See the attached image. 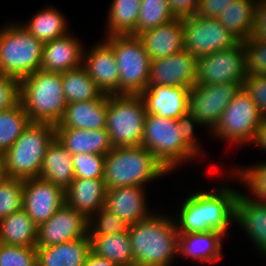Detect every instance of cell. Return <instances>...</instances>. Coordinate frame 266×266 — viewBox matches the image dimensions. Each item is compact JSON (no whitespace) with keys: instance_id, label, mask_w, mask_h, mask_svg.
Returning a JSON list of instances; mask_svg holds the SVG:
<instances>
[{"instance_id":"cell-34","label":"cell","mask_w":266,"mask_h":266,"mask_svg":"<svg viewBox=\"0 0 266 266\" xmlns=\"http://www.w3.org/2000/svg\"><path fill=\"white\" fill-rule=\"evenodd\" d=\"M66 23L67 21L61 12H58L56 8L46 7V9L37 12L27 25L22 26L44 44L67 35L68 26Z\"/></svg>"},{"instance_id":"cell-23","label":"cell","mask_w":266,"mask_h":266,"mask_svg":"<svg viewBox=\"0 0 266 266\" xmlns=\"http://www.w3.org/2000/svg\"><path fill=\"white\" fill-rule=\"evenodd\" d=\"M250 197L238 192L234 221L244 228L257 250L266 255V203Z\"/></svg>"},{"instance_id":"cell-32","label":"cell","mask_w":266,"mask_h":266,"mask_svg":"<svg viewBox=\"0 0 266 266\" xmlns=\"http://www.w3.org/2000/svg\"><path fill=\"white\" fill-rule=\"evenodd\" d=\"M142 0H113L108 14V34L133 35L136 31Z\"/></svg>"},{"instance_id":"cell-14","label":"cell","mask_w":266,"mask_h":266,"mask_svg":"<svg viewBox=\"0 0 266 266\" xmlns=\"http://www.w3.org/2000/svg\"><path fill=\"white\" fill-rule=\"evenodd\" d=\"M83 237H88V218L64 204L37 226L36 247L58 245Z\"/></svg>"},{"instance_id":"cell-30","label":"cell","mask_w":266,"mask_h":266,"mask_svg":"<svg viewBox=\"0 0 266 266\" xmlns=\"http://www.w3.org/2000/svg\"><path fill=\"white\" fill-rule=\"evenodd\" d=\"M256 2L236 0L217 18L239 42H245L252 35Z\"/></svg>"},{"instance_id":"cell-18","label":"cell","mask_w":266,"mask_h":266,"mask_svg":"<svg viewBox=\"0 0 266 266\" xmlns=\"http://www.w3.org/2000/svg\"><path fill=\"white\" fill-rule=\"evenodd\" d=\"M83 66L98 88L107 95L119 94V71L112 46L106 41L84 51Z\"/></svg>"},{"instance_id":"cell-49","label":"cell","mask_w":266,"mask_h":266,"mask_svg":"<svg viewBox=\"0 0 266 266\" xmlns=\"http://www.w3.org/2000/svg\"><path fill=\"white\" fill-rule=\"evenodd\" d=\"M259 148L266 150V118H263L254 142Z\"/></svg>"},{"instance_id":"cell-39","label":"cell","mask_w":266,"mask_h":266,"mask_svg":"<svg viewBox=\"0 0 266 266\" xmlns=\"http://www.w3.org/2000/svg\"><path fill=\"white\" fill-rule=\"evenodd\" d=\"M103 154L77 153L72 155L75 178L103 179L105 169Z\"/></svg>"},{"instance_id":"cell-12","label":"cell","mask_w":266,"mask_h":266,"mask_svg":"<svg viewBox=\"0 0 266 266\" xmlns=\"http://www.w3.org/2000/svg\"><path fill=\"white\" fill-rule=\"evenodd\" d=\"M184 49L196 58L227 49L239 41L217 18L183 17Z\"/></svg>"},{"instance_id":"cell-19","label":"cell","mask_w":266,"mask_h":266,"mask_svg":"<svg viewBox=\"0 0 266 266\" xmlns=\"http://www.w3.org/2000/svg\"><path fill=\"white\" fill-rule=\"evenodd\" d=\"M144 193L142 186L117 187L106 190L104 207L131 226L152 215L150 212L148 213Z\"/></svg>"},{"instance_id":"cell-27","label":"cell","mask_w":266,"mask_h":266,"mask_svg":"<svg viewBox=\"0 0 266 266\" xmlns=\"http://www.w3.org/2000/svg\"><path fill=\"white\" fill-rule=\"evenodd\" d=\"M72 154L55 137L48 145L39 177L66 190L75 179Z\"/></svg>"},{"instance_id":"cell-26","label":"cell","mask_w":266,"mask_h":266,"mask_svg":"<svg viewBox=\"0 0 266 266\" xmlns=\"http://www.w3.org/2000/svg\"><path fill=\"white\" fill-rule=\"evenodd\" d=\"M90 252L89 237L53 246L36 247L37 266H83Z\"/></svg>"},{"instance_id":"cell-38","label":"cell","mask_w":266,"mask_h":266,"mask_svg":"<svg viewBox=\"0 0 266 266\" xmlns=\"http://www.w3.org/2000/svg\"><path fill=\"white\" fill-rule=\"evenodd\" d=\"M93 217L88 218V236H106L128 231L129 225L105 207L100 208ZM95 222V223H94Z\"/></svg>"},{"instance_id":"cell-9","label":"cell","mask_w":266,"mask_h":266,"mask_svg":"<svg viewBox=\"0 0 266 266\" xmlns=\"http://www.w3.org/2000/svg\"><path fill=\"white\" fill-rule=\"evenodd\" d=\"M176 119L147 114L142 136V147L170 172L183 161L198 156L183 142Z\"/></svg>"},{"instance_id":"cell-40","label":"cell","mask_w":266,"mask_h":266,"mask_svg":"<svg viewBox=\"0 0 266 266\" xmlns=\"http://www.w3.org/2000/svg\"><path fill=\"white\" fill-rule=\"evenodd\" d=\"M0 266H37L36 247L0 243Z\"/></svg>"},{"instance_id":"cell-21","label":"cell","mask_w":266,"mask_h":266,"mask_svg":"<svg viewBox=\"0 0 266 266\" xmlns=\"http://www.w3.org/2000/svg\"><path fill=\"white\" fill-rule=\"evenodd\" d=\"M84 49L69 33L43 44L41 70L66 72L83 65Z\"/></svg>"},{"instance_id":"cell-8","label":"cell","mask_w":266,"mask_h":266,"mask_svg":"<svg viewBox=\"0 0 266 266\" xmlns=\"http://www.w3.org/2000/svg\"><path fill=\"white\" fill-rule=\"evenodd\" d=\"M106 38L118 64L119 94L139 95L148 86L151 64L141 40L133 35Z\"/></svg>"},{"instance_id":"cell-44","label":"cell","mask_w":266,"mask_h":266,"mask_svg":"<svg viewBox=\"0 0 266 266\" xmlns=\"http://www.w3.org/2000/svg\"><path fill=\"white\" fill-rule=\"evenodd\" d=\"M176 124L180 130L179 134L183 142L199 157L201 150L195 141L193 127L195 126L194 124L200 125V123L188 111L176 119Z\"/></svg>"},{"instance_id":"cell-10","label":"cell","mask_w":266,"mask_h":266,"mask_svg":"<svg viewBox=\"0 0 266 266\" xmlns=\"http://www.w3.org/2000/svg\"><path fill=\"white\" fill-rule=\"evenodd\" d=\"M262 120L256 103L242 88L223 111L213 133L236 144L255 142Z\"/></svg>"},{"instance_id":"cell-13","label":"cell","mask_w":266,"mask_h":266,"mask_svg":"<svg viewBox=\"0 0 266 266\" xmlns=\"http://www.w3.org/2000/svg\"><path fill=\"white\" fill-rule=\"evenodd\" d=\"M243 84L223 83L197 85L189 92V112L200 123L213 130L223 111L240 92Z\"/></svg>"},{"instance_id":"cell-45","label":"cell","mask_w":266,"mask_h":266,"mask_svg":"<svg viewBox=\"0 0 266 266\" xmlns=\"http://www.w3.org/2000/svg\"><path fill=\"white\" fill-rule=\"evenodd\" d=\"M236 0H199L195 15L205 18H218Z\"/></svg>"},{"instance_id":"cell-33","label":"cell","mask_w":266,"mask_h":266,"mask_svg":"<svg viewBox=\"0 0 266 266\" xmlns=\"http://www.w3.org/2000/svg\"><path fill=\"white\" fill-rule=\"evenodd\" d=\"M61 75L63 94L67 103L97 99L103 94L83 65L62 72Z\"/></svg>"},{"instance_id":"cell-47","label":"cell","mask_w":266,"mask_h":266,"mask_svg":"<svg viewBox=\"0 0 266 266\" xmlns=\"http://www.w3.org/2000/svg\"><path fill=\"white\" fill-rule=\"evenodd\" d=\"M168 4L176 18H183L196 14L199 0H168Z\"/></svg>"},{"instance_id":"cell-31","label":"cell","mask_w":266,"mask_h":266,"mask_svg":"<svg viewBox=\"0 0 266 266\" xmlns=\"http://www.w3.org/2000/svg\"><path fill=\"white\" fill-rule=\"evenodd\" d=\"M91 252L99 257L106 258L118 266H134L128 231L106 236H88Z\"/></svg>"},{"instance_id":"cell-28","label":"cell","mask_w":266,"mask_h":266,"mask_svg":"<svg viewBox=\"0 0 266 266\" xmlns=\"http://www.w3.org/2000/svg\"><path fill=\"white\" fill-rule=\"evenodd\" d=\"M222 237L224 235L217 231L179 234L178 255L202 262H215L222 259Z\"/></svg>"},{"instance_id":"cell-25","label":"cell","mask_w":266,"mask_h":266,"mask_svg":"<svg viewBox=\"0 0 266 266\" xmlns=\"http://www.w3.org/2000/svg\"><path fill=\"white\" fill-rule=\"evenodd\" d=\"M104 179L75 178L65 190V204L84 214L87 218L105 205Z\"/></svg>"},{"instance_id":"cell-22","label":"cell","mask_w":266,"mask_h":266,"mask_svg":"<svg viewBox=\"0 0 266 266\" xmlns=\"http://www.w3.org/2000/svg\"><path fill=\"white\" fill-rule=\"evenodd\" d=\"M108 95L97 99L71 102L67 104L65 114L55 128H78L96 130L106 127Z\"/></svg>"},{"instance_id":"cell-1","label":"cell","mask_w":266,"mask_h":266,"mask_svg":"<svg viewBox=\"0 0 266 266\" xmlns=\"http://www.w3.org/2000/svg\"><path fill=\"white\" fill-rule=\"evenodd\" d=\"M217 190L197 192L185 199L178 215L180 218L175 221L179 234L217 231L225 235L235 219L238 191L225 186Z\"/></svg>"},{"instance_id":"cell-3","label":"cell","mask_w":266,"mask_h":266,"mask_svg":"<svg viewBox=\"0 0 266 266\" xmlns=\"http://www.w3.org/2000/svg\"><path fill=\"white\" fill-rule=\"evenodd\" d=\"M20 99L31 122L58 124L67 101L63 94L62 75L37 70L19 81Z\"/></svg>"},{"instance_id":"cell-48","label":"cell","mask_w":266,"mask_h":266,"mask_svg":"<svg viewBox=\"0 0 266 266\" xmlns=\"http://www.w3.org/2000/svg\"><path fill=\"white\" fill-rule=\"evenodd\" d=\"M83 266H118V265L106 258L99 257L94 253L90 252Z\"/></svg>"},{"instance_id":"cell-35","label":"cell","mask_w":266,"mask_h":266,"mask_svg":"<svg viewBox=\"0 0 266 266\" xmlns=\"http://www.w3.org/2000/svg\"><path fill=\"white\" fill-rule=\"evenodd\" d=\"M30 124V118L20 101L10 109L0 111V156Z\"/></svg>"},{"instance_id":"cell-7","label":"cell","mask_w":266,"mask_h":266,"mask_svg":"<svg viewBox=\"0 0 266 266\" xmlns=\"http://www.w3.org/2000/svg\"><path fill=\"white\" fill-rule=\"evenodd\" d=\"M146 115L140 95H108L105 128L112 147L141 145Z\"/></svg>"},{"instance_id":"cell-16","label":"cell","mask_w":266,"mask_h":266,"mask_svg":"<svg viewBox=\"0 0 266 266\" xmlns=\"http://www.w3.org/2000/svg\"><path fill=\"white\" fill-rule=\"evenodd\" d=\"M197 58L185 49L169 57L153 59L148 85L192 88L197 78Z\"/></svg>"},{"instance_id":"cell-11","label":"cell","mask_w":266,"mask_h":266,"mask_svg":"<svg viewBox=\"0 0 266 266\" xmlns=\"http://www.w3.org/2000/svg\"><path fill=\"white\" fill-rule=\"evenodd\" d=\"M197 67V85L243 84L247 78L244 42H238L230 48L197 58Z\"/></svg>"},{"instance_id":"cell-24","label":"cell","mask_w":266,"mask_h":266,"mask_svg":"<svg viewBox=\"0 0 266 266\" xmlns=\"http://www.w3.org/2000/svg\"><path fill=\"white\" fill-rule=\"evenodd\" d=\"M55 137L72 155L77 153L107 155L113 148L106 128L96 130L55 128Z\"/></svg>"},{"instance_id":"cell-2","label":"cell","mask_w":266,"mask_h":266,"mask_svg":"<svg viewBox=\"0 0 266 266\" xmlns=\"http://www.w3.org/2000/svg\"><path fill=\"white\" fill-rule=\"evenodd\" d=\"M134 266H170L178 254L179 233L175 221L155 215L128 228Z\"/></svg>"},{"instance_id":"cell-5","label":"cell","mask_w":266,"mask_h":266,"mask_svg":"<svg viewBox=\"0 0 266 266\" xmlns=\"http://www.w3.org/2000/svg\"><path fill=\"white\" fill-rule=\"evenodd\" d=\"M54 138V124L31 122L1 155L6 176L18 179L39 177L46 149Z\"/></svg>"},{"instance_id":"cell-4","label":"cell","mask_w":266,"mask_h":266,"mask_svg":"<svg viewBox=\"0 0 266 266\" xmlns=\"http://www.w3.org/2000/svg\"><path fill=\"white\" fill-rule=\"evenodd\" d=\"M165 167L147 148L113 147L105 156L104 182L107 190L117 187L142 186L167 174Z\"/></svg>"},{"instance_id":"cell-41","label":"cell","mask_w":266,"mask_h":266,"mask_svg":"<svg viewBox=\"0 0 266 266\" xmlns=\"http://www.w3.org/2000/svg\"><path fill=\"white\" fill-rule=\"evenodd\" d=\"M247 74L266 76V42L252 36L245 42Z\"/></svg>"},{"instance_id":"cell-42","label":"cell","mask_w":266,"mask_h":266,"mask_svg":"<svg viewBox=\"0 0 266 266\" xmlns=\"http://www.w3.org/2000/svg\"><path fill=\"white\" fill-rule=\"evenodd\" d=\"M242 88L256 103L263 118H266V76L247 74Z\"/></svg>"},{"instance_id":"cell-50","label":"cell","mask_w":266,"mask_h":266,"mask_svg":"<svg viewBox=\"0 0 266 266\" xmlns=\"http://www.w3.org/2000/svg\"><path fill=\"white\" fill-rule=\"evenodd\" d=\"M5 168L2 161V158L0 156V183L6 178Z\"/></svg>"},{"instance_id":"cell-17","label":"cell","mask_w":266,"mask_h":266,"mask_svg":"<svg viewBox=\"0 0 266 266\" xmlns=\"http://www.w3.org/2000/svg\"><path fill=\"white\" fill-rule=\"evenodd\" d=\"M189 92L185 86L148 85L139 95L147 114L177 119L189 111Z\"/></svg>"},{"instance_id":"cell-43","label":"cell","mask_w":266,"mask_h":266,"mask_svg":"<svg viewBox=\"0 0 266 266\" xmlns=\"http://www.w3.org/2000/svg\"><path fill=\"white\" fill-rule=\"evenodd\" d=\"M19 80L0 74V111L10 109L19 102Z\"/></svg>"},{"instance_id":"cell-46","label":"cell","mask_w":266,"mask_h":266,"mask_svg":"<svg viewBox=\"0 0 266 266\" xmlns=\"http://www.w3.org/2000/svg\"><path fill=\"white\" fill-rule=\"evenodd\" d=\"M251 36L266 42V0H257L256 2Z\"/></svg>"},{"instance_id":"cell-6","label":"cell","mask_w":266,"mask_h":266,"mask_svg":"<svg viewBox=\"0 0 266 266\" xmlns=\"http://www.w3.org/2000/svg\"><path fill=\"white\" fill-rule=\"evenodd\" d=\"M43 43L22 25L0 30V74L19 81L41 68Z\"/></svg>"},{"instance_id":"cell-37","label":"cell","mask_w":266,"mask_h":266,"mask_svg":"<svg viewBox=\"0 0 266 266\" xmlns=\"http://www.w3.org/2000/svg\"><path fill=\"white\" fill-rule=\"evenodd\" d=\"M24 179L6 177L0 183V220L23 209Z\"/></svg>"},{"instance_id":"cell-15","label":"cell","mask_w":266,"mask_h":266,"mask_svg":"<svg viewBox=\"0 0 266 266\" xmlns=\"http://www.w3.org/2000/svg\"><path fill=\"white\" fill-rule=\"evenodd\" d=\"M65 204V190L40 177L24 179L23 209L36 226Z\"/></svg>"},{"instance_id":"cell-20","label":"cell","mask_w":266,"mask_h":266,"mask_svg":"<svg viewBox=\"0 0 266 266\" xmlns=\"http://www.w3.org/2000/svg\"><path fill=\"white\" fill-rule=\"evenodd\" d=\"M138 38L151 60L169 57L184 50L183 20L174 18L168 23L144 31Z\"/></svg>"},{"instance_id":"cell-36","label":"cell","mask_w":266,"mask_h":266,"mask_svg":"<svg viewBox=\"0 0 266 266\" xmlns=\"http://www.w3.org/2000/svg\"><path fill=\"white\" fill-rule=\"evenodd\" d=\"M136 31L138 36L144 31L151 30L176 18L170 10L168 0H142Z\"/></svg>"},{"instance_id":"cell-29","label":"cell","mask_w":266,"mask_h":266,"mask_svg":"<svg viewBox=\"0 0 266 266\" xmlns=\"http://www.w3.org/2000/svg\"><path fill=\"white\" fill-rule=\"evenodd\" d=\"M37 226L22 209L0 220V243L36 247Z\"/></svg>"}]
</instances>
